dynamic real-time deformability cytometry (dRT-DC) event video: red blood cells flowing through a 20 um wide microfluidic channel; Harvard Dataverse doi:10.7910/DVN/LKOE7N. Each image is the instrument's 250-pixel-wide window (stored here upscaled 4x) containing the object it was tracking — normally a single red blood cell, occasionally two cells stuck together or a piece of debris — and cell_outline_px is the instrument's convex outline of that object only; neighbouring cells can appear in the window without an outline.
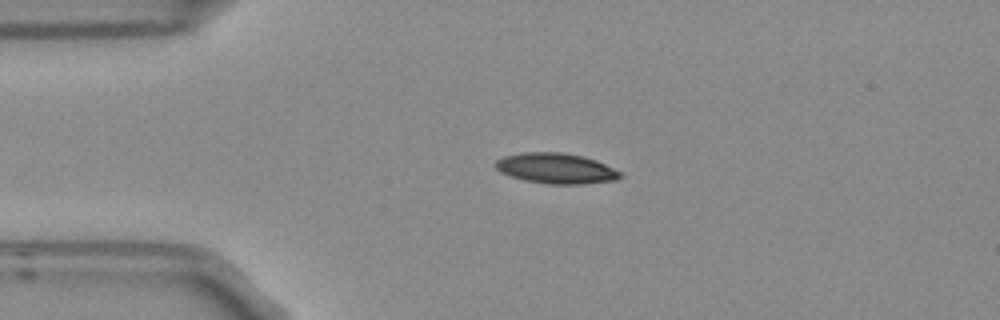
{"species": "Egyptian fruit bat (a non-hibernating species)", "species_latin": "Rousettus aegyptiacus", "temperature_condition": "room temperature", "stored_images_in_passage": 4, "camera_frame_rate_fps": 3000, "um_per_image_px": 0.085, "frame": {"image": 1, "passage_image": 3, "time_ms": 0.667, "image_size_px": [1000, 320], "cell_outline_px": [[624, 176], [616, 180], [580, 184], [548, 184], [524, 180], [500, 172], [492, 164], [496, 160], [504, 156], [520, 152], [560, 152], [584, 156], [596, 160], [620, 172]], "centroid_in_image_um": [47.23, 14.3], "position_along_channel_um": 37.8, "area_um2": 22.2}}